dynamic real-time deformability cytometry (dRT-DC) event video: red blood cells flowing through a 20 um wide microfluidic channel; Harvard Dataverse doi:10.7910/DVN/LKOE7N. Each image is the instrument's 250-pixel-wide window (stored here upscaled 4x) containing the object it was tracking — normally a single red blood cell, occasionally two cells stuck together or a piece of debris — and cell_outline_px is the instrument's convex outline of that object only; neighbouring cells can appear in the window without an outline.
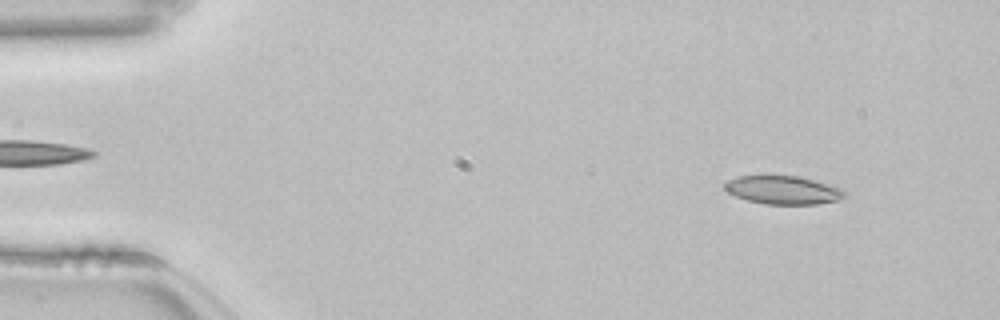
{"species": "common noctule bat (a hibernating species)", "species_latin": "Nyctalus noctula", "temperature_condition": "room temperature", "stored_images_in_passage": 54, "camera_frame_rate_fps": 3000, "um_per_image_px": 0.085, "animal": {"sex": "female", "body_mass_g": 22.7, "forearm_length_mm": 54.2}, "frame": {"image": 1, "passage_image": 6, "time_ms": 1.667, "image_size_px": [1000, 320], "cell_outline_px": [[848, 196], [840, 200], [816, 204], [764, 204], [748, 200], [736, 196], [728, 192], [724, 188], [724, 184], [736, 176], [800, 176], [828, 184], [840, 188], [848, 192]], "centroid_in_image_um": [66.62, 16.16], "position_along_channel_um": 18.4, "area_um2": 19.83}}
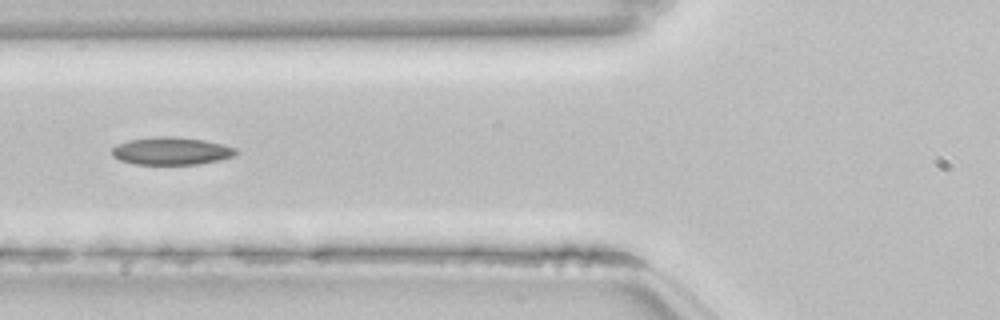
{"frame": {"image": 2, "passage_image": 21, "time_ms": 6.667, "image_size_px": [1000, 320], "cell_outline_px": [[236, 156], [220, 160], [200, 164], [136, 164], [120, 160], [112, 156], [112, 148], [116, 144], [128, 140], [164, 136], [204, 140], [224, 144], [236, 148]], "centroid_in_image_um": [14.58, 12.84], "position_along_channel_um": 111.2, "area_um2": 19.88}}
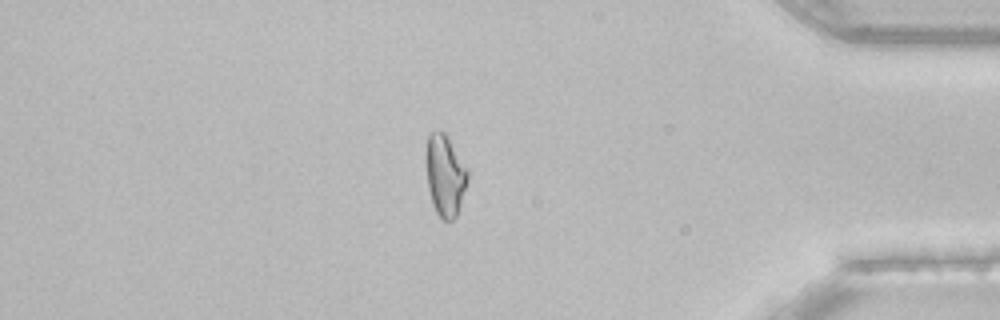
{"frame": {"image": 3, "passage_image": 46, "time_ms": 15.0, "image_size_px": [1000, 320], "cell_outline_px": [[468, 180], [456, 216], [452, 220], [444, 220], [436, 212], [432, 204], [428, 188], [428, 132], [444, 132], [468, 168]], "centroid_in_image_um": [37.87, 14.94], "position_along_channel_um": 397.3, "area_um2": 19.07}, "authors_computed_cell_mechanics": {"area_um2": 19.8543, "velocity_mm_per_s": 3.8496, "shape_relaxation_time_tau1_ms": null, "shape_relaxation_time_tau2_ms": 4.1848, "deformation_change_tau1": null, "deformation_change_tau2": 0.1115}}